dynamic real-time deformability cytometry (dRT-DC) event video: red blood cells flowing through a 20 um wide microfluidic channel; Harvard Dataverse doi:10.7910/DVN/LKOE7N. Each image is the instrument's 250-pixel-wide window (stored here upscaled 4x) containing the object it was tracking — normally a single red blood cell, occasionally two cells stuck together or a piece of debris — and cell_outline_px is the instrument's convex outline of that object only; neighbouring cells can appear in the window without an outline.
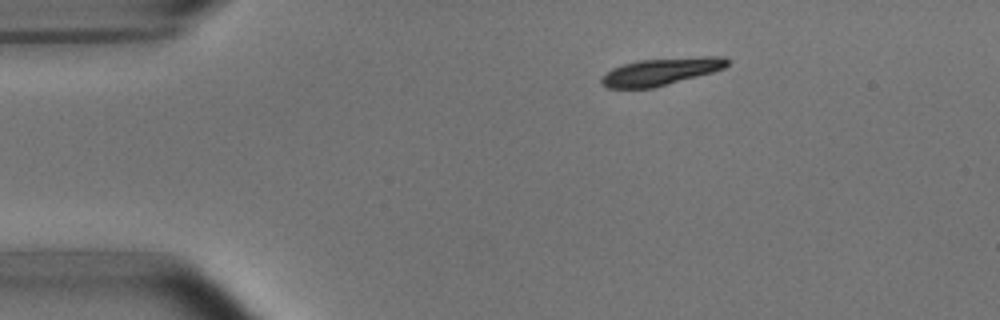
{"species": "common noctule bat (a hibernating species)", "species_latin": "Nyctalus noctula", "temperature_condition": "room temperature", "stored_images_in_passage": 5, "camera_frame_rate_fps": 3000, "um_per_image_px": 0.085, "animal": {"sex": "male", "body_mass_g": 15.6}, "frame": {"image": 1, "passage_image": 5, "time_ms": 4.667, "image_size_px": [1000, 320], "cell_outline_px": [[732, 60], [724, 68], [712, 72], [652, 88], [608, 88], [600, 84], [600, 80], [612, 68], [624, 64], [640, 60], [700, 56], [724, 56]], "centroid_in_image_um": [56.22, 6.07], "position_along_channel_um": 28.8, "area_um2": 19.88}}